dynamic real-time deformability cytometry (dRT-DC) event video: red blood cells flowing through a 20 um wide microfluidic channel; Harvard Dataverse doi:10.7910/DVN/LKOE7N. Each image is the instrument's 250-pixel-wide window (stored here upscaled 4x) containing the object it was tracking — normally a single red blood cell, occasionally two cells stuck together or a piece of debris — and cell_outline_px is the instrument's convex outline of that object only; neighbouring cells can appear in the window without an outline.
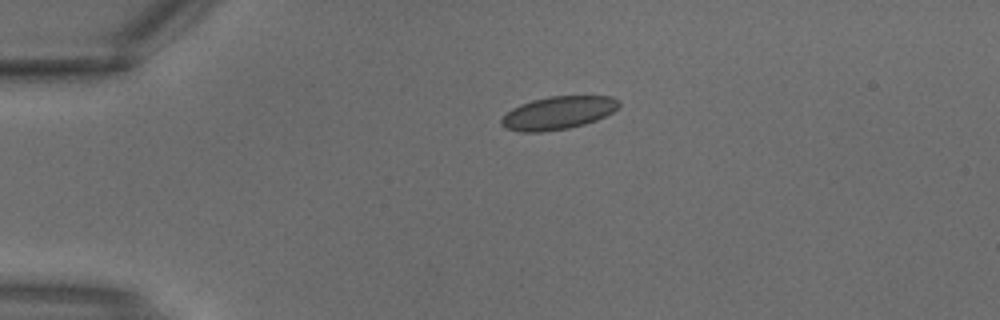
{"species": "common noctule bat (a hibernating species)", "species_latin": "Nyctalus noctula", "temperature_condition": "warm", "stored_images_in_passage": 2, "camera_frame_rate_fps": 3000, "um_per_image_px": 0.085, "animal": {"sex": "male", "body_mass_g": 18.8}, "frame": {"image": 1, "passage_image": 2, "time_ms": 0.333, "image_size_px": [1000, 320], "cell_outline_px": [[620, 104], [612, 112], [596, 120], [584, 124], [568, 128], [540, 132], [520, 132], [504, 128], [500, 124], [500, 120], [512, 108], [520, 104], [532, 100], [552, 96], [612, 96], [620, 100]], "centroid_in_image_um": [47.42, 9.59], "position_along_channel_um": 37.6, "area_um2": 22.54}}